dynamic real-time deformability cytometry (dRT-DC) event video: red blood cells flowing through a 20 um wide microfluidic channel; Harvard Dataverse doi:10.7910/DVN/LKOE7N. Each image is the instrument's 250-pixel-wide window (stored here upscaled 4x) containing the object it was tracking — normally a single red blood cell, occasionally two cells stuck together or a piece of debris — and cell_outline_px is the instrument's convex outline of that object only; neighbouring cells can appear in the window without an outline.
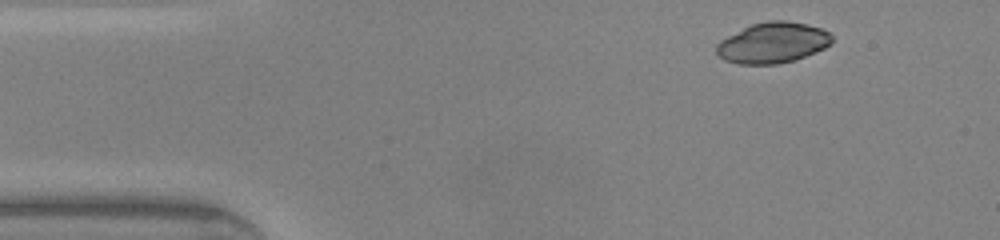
{"species": "common noctule bat (a hibernating species)", "species_latin": "Nyctalus noctula", "temperature_condition": "warm", "stored_images_in_passage": 42, "camera_frame_rate_fps": 3000, "um_per_image_px": 0.085, "animal": {"sex": "male", "body_mass_g": 20.0, "forearm_length_mm": 53.3}, "frame": {"image": 1, "passage_image": 1, "time_ms": 0.0, "image_size_px": [1000, 240], "cell_outline_px": [[832, 44], [824, 48], [796, 60], [776, 64], [740, 64], [724, 60], [716, 52], [716, 44], [720, 40], [752, 24], [768, 20], [784, 20], [808, 24], [820, 28], [828, 32], [832, 36]], "centroid_in_image_um": [65.69, 3.64], "position_along_channel_um": 19.3, "area_um2": 27.34}}
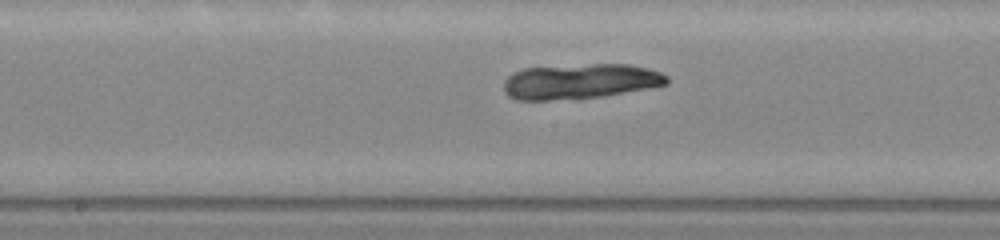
{"frame": {"image": 2, "passage_image": 19, "time_ms": 6.0, "image_size_px": [1000, 240], "cell_outline_px": [[668, 84], [648, 88], [576, 100], [516, 100], [508, 96], [504, 92], [504, 80], [512, 72], [524, 68], [592, 64], [628, 64], [648, 68], [660, 72], [668, 76]], "centroid_in_image_um": [49.28, 6.92], "position_along_channel_um": 198.9, "area_um2": 33.64}}
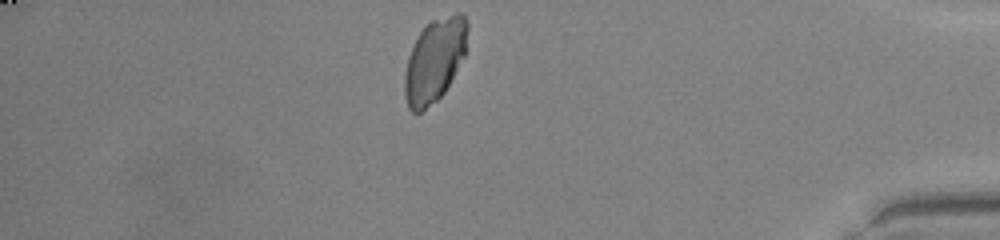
{"frame": {"image": 3, "passage_image": 36, "time_ms": 11.667, "image_size_px": [1000, 240], "cell_outline_px": [[468, 28], [464, 56], [444, 92], [436, 100], [416, 116], [408, 108], [404, 92], [404, 76], [408, 56], [420, 32], [432, 20], [456, 12], [464, 12], [468, 24]], "centroid_in_image_um": [36.94, 5.13], "position_along_channel_um": 398.3, "area_um2": 30.46}}